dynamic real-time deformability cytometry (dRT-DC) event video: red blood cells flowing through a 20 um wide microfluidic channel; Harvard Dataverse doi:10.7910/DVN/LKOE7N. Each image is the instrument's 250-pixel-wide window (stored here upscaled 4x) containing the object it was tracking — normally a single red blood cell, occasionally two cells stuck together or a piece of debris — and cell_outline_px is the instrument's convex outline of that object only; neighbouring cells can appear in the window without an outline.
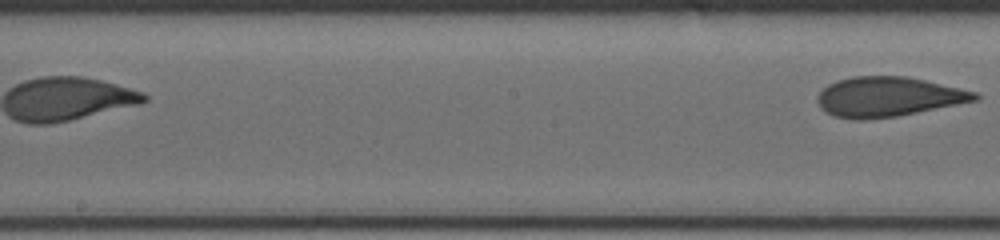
{"species": "human", "species_latin": "Homo sapiens", "temperature_condition": "cold", "stored_images_in_passage": 7, "segment_of_instrument_passage": [2, 2], "camera_frame_rate_fps": 3000, "um_per_image_px": 0.085, "donor": {"sex": "male"}, "frame": {"image": 1, "passage_image": 7, "time_ms": 7.0, "image_size_px": [1000, 240], "cell_outline_px": [[980, 100], [896, 116], [860, 120], [856, 120], [832, 116], [824, 112], [820, 108], [816, 100], [816, 96], [828, 84], [836, 80], [852, 76], [908, 76], [960, 88], [976, 92], [980, 96]], "centroid_in_image_um": [75.46, 8.23], "position_along_channel_um": 172.7, "area_um2": 36.7}}